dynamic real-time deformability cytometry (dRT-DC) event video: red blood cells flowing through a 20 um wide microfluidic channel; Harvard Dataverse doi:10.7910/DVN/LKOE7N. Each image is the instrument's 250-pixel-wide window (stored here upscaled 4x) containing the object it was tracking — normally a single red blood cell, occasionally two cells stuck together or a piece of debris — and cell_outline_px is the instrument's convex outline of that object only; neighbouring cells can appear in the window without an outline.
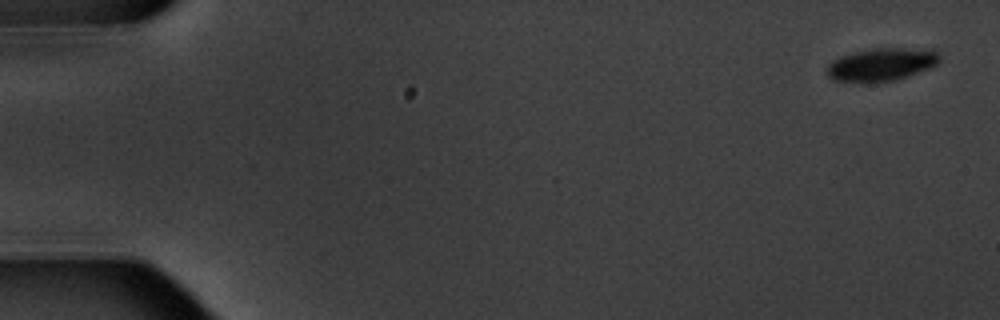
{"species": "common noctule bat (a hibernating species)", "species_latin": "Nyctalus noctula", "temperature_condition": "warm", "stored_images_in_passage": 8, "camera_frame_rate_fps": 3000, "um_per_image_px": 0.085, "animal": {"sex": "male", "body_mass_g": 20.1, "forearm_length_mm": 53.5}, "frame": {"image": 1, "passage_image": 1, "time_ms": 0.0, "image_size_px": [1000, 320], "cell_outline_px": [[940, 60], [932, 68], [896, 80], [832, 80], [828, 76], [828, 64], [832, 60], [840, 56], [856, 52], [880, 48], [936, 48], [940, 52]], "centroid_in_image_um": [75.05, 5.43], "position_along_channel_um": 9.9, "area_um2": 21.27}}
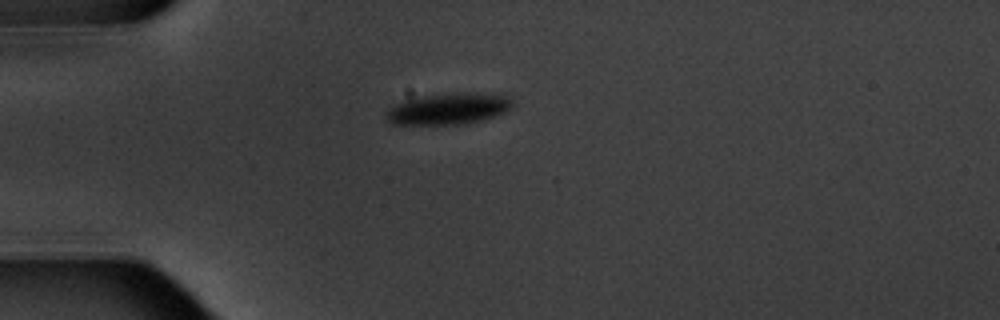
{"frame": {"image": 2, "passage_image": 5, "time_ms": 4.667, "image_size_px": [1000, 320], "cell_outline_px": [[516, 104], [512, 108], [504, 112], [484, 120], [464, 124], [392, 124], [384, 116], [384, 112], [396, 104], [416, 96], [468, 92], [500, 92], [508, 96]], "centroid_in_image_um": [38.2, 9.22], "position_along_channel_um": 46.8, "area_um2": 23.64}}
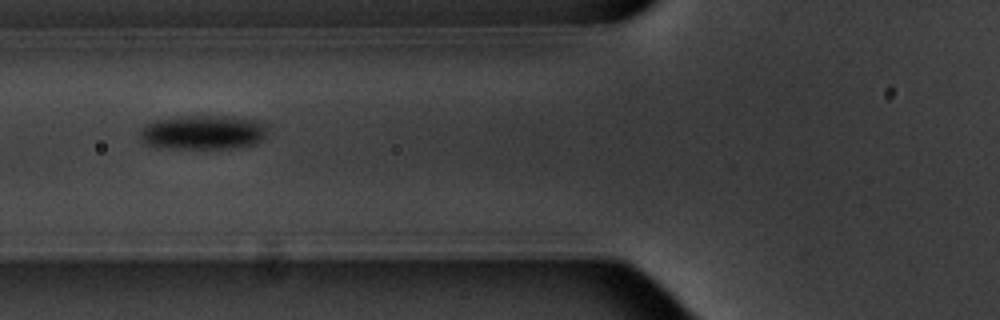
{"frame": {"image": 3, "passage_image": 7, "time_ms": 7.0, "image_size_px": [1000, 320], "cell_outline_px": [[264, 136], [256, 144], [240, 148], [156, 148], [140, 140], [140, 132], [144, 124], [156, 120], [180, 116], [224, 116], [252, 120], [264, 124]], "centroid_in_image_um": [17.18, 11.26], "position_along_channel_um": 108.6, "area_um2": 25.37}}